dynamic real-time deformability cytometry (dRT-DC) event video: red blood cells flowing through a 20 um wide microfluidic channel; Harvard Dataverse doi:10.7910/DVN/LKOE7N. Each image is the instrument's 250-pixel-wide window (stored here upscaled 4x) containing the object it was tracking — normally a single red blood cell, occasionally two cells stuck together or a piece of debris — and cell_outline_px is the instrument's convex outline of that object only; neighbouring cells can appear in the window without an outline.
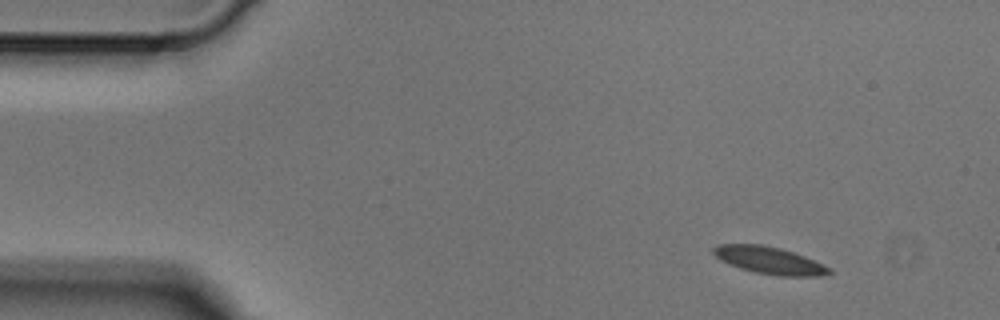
{"species": "Egyptian fruit bat (a non-hibernating species)", "species_latin": "Rousettus aegyptiacus", "temperature_condition": "cold", "stored_images_in_passage": 3, "camera_frame_rate_fps": 3000, "um_per_image_px": 0.085, "animal": {"sex": "male"}, "frame": {"image": 1, "passage_image": 1, "time_ms": 0.0, "image_size_px": [1000, 320], "cell_outline_px": [[832, 272], [824, 276], [780, 276], [756, 272], [740, 268], [728, 264], [720, 260], [712, 252], [712, 248], [720, 244], [764, 244], [780, 248], [804, 256], [832, 268]], "centroid_in_image_um": [65.4, 22.13], "position_along_channel_um": 19.6, "area_um2": 18.38}}